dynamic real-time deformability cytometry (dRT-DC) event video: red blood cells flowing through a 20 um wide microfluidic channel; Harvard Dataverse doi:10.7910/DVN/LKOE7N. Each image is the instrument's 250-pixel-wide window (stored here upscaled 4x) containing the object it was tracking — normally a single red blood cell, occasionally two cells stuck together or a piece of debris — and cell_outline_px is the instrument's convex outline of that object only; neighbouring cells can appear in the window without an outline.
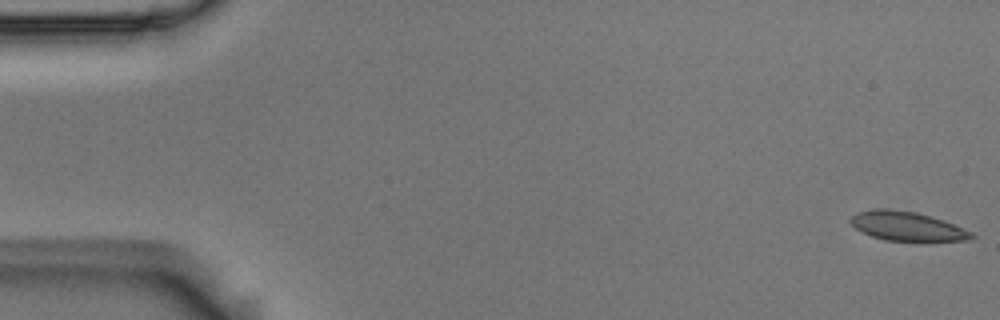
{"species": "Egyptian fruit bat (a non-hibernating species)", "species_latin": "Rousettus aegyptiacus", "temperature_condition": "room temperature", "stored_images_in_passage": 6, "camera_frame_rate_fps": 3000, "um_per_image_px": 0.085, "animal": {"sex": "male"}, "frame": {"image": 1, "passage_image": 1, "time_ms": 0.0, "image_size_px": [1000, 320], "cell_outline_px": [[976, 236], [968, 240], [884, 240], [860, 232], [848, 220], [856, 212], [884, 208], [888, 208], [916, 212], [932, 216], [944, 220], [972, 232]], "centroid_in_image_um": [77.07, 19.21], "position_along_channel_um": 7.9, "area_um2": 20.35}}
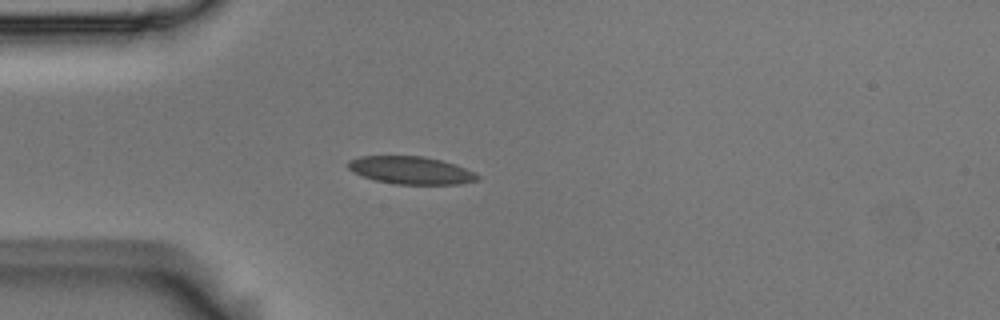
{"frame": {"image": 2, "passage_image": 5, "time_ms": 1.333, "image_size_px": [1000, 320], "cell_outline_px": [[480, 176], [476, 180], [460, 184], [392, 184], [376, 180], [352, 172], [348, 168], [348, 160], [360, 156], [424, 156], [456, 164], [476, 172]], "centroid_in_image_um": [34.94, 14.47], "position_along_channel_um": 50.1, "area_um2": 20.92}}